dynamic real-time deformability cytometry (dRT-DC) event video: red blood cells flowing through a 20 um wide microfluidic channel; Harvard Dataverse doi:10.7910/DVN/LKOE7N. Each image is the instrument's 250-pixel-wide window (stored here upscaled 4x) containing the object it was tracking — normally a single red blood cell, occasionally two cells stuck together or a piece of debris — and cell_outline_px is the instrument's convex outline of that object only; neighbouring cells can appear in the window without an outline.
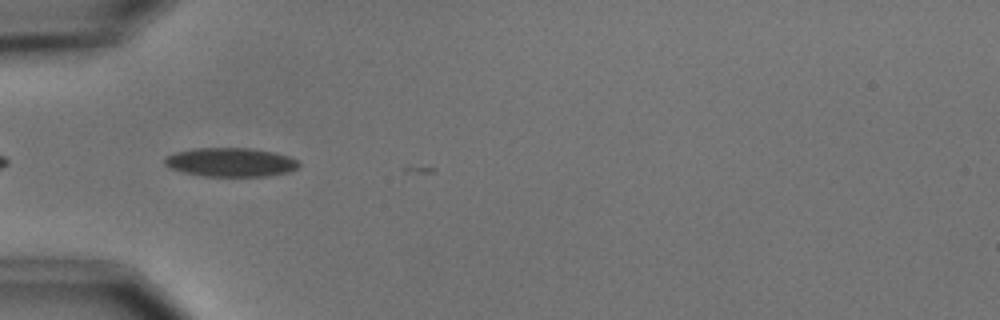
{"species": "common noctule bat (a hibernating species)", "species_latin": "Nyctalus noctula", "temperature_condition": "cold", "stored_images_in_passage": 8, "camera_frame_rate_fps": 3000, "um_per_image_px": 0.085, "animal": {"sex": "male", "body_mass_g": 15.6}, "frame": {"image": 1, "passage_image": 5, "time_ms": 4.667, "image_size_px": [1000, 320], "cell_outline_px": [[300, 168], [292, 172], [268, 176], [204, 176], [184, 172], [168, 168], [164, 164], [164, 156], [176, 152], [192, 148], [252, 148], [276, 152], [288, 156], [296, 160], [300, 164]], "centroid_in_image_um": [19.62, 13.79], "position_along_channel_um": 65.4, "area_um2": 22.95}}
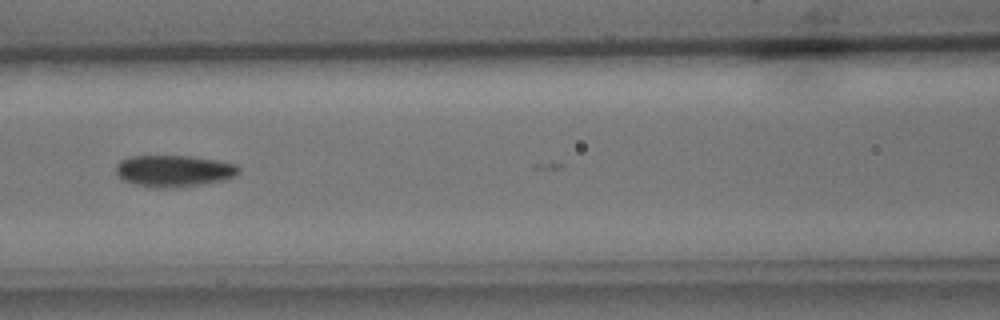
{"frame": {"image": 2, "passage_image": 7, "time_ms": 7.0, "image_size_px": [1000, 320], "cell_outline_px": [[240, 172], [236, 176], [224, 180], [200, 184], [164, 188], [160, 188], [132, 184], [124, 180], [116, 172], [116, 164], [120, 160], [128, 156], [192, 156], [216, 160], [236, 164], [240, 168]], "centroid_in_image_um": [14.78, 14.51], "position_along_channel_um": 151.8, "area_um2": 22.6}}
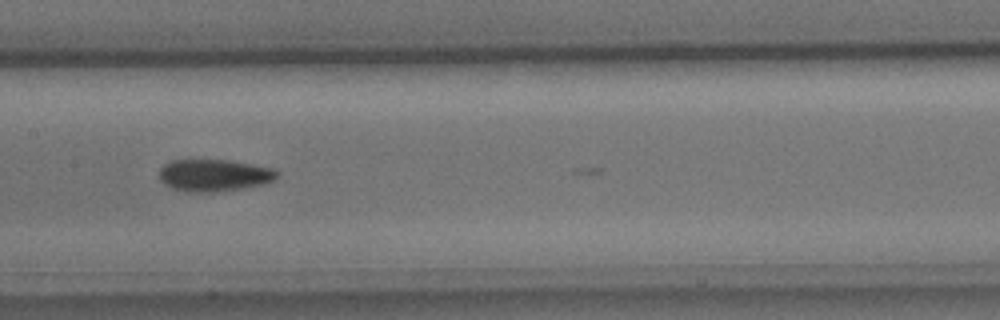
{"frame": {"image": 3, "passage_image": 8, "time_ms": 8.0, "image_size_px": [1000, 320], "cell_outline_px": [[280, 172], [272, 180], [264, 184], [240, 188], [212, 192], [188, 192], [172, 188], [164, 184], [160, 180], [160, 168], [164, 164], [172, 160], [232, 160], [272, 168]], "centroid_in_image_um": [18.18, 14.89], "position_along_channel_um": 189.2, "area_um2": 21.91}}